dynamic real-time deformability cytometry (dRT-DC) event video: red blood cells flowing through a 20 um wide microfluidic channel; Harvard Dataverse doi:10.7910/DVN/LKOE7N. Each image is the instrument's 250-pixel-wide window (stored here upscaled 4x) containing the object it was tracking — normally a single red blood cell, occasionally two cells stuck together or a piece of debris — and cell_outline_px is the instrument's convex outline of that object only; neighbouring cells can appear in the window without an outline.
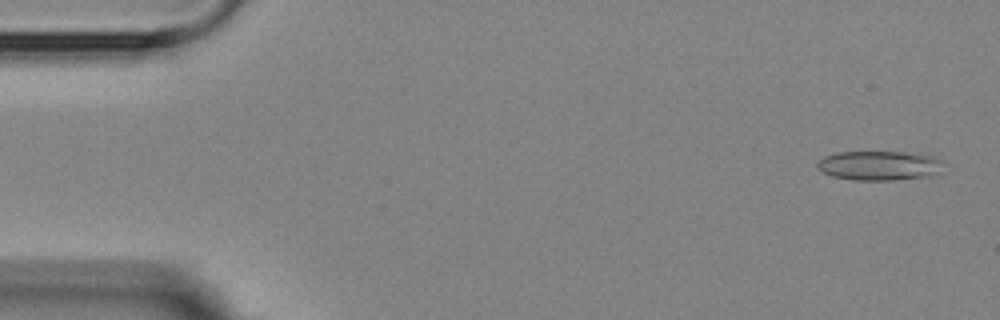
{"species": "Egyptian fruit bat (a non-hibernating species)", "species_latin": "Rousettus aegyptiacus", "temperature_condition": "room temperature", "stored_images_in_passage": 9, "camera_frame_rate_fps": 3000, "um_per_image_px": 0.085, "animal": {"sex": "female"}, "frame": {"image": 1, "passage_image": 1, "time_ms": 0.0, "image_size_px": [1000, 320], "cell_outline_px": [[940, 160], [936, 172], [928, 176], [896, 180], [852, 180], [832, 176], [824, 172], [816, 164], [824, 156], [836, 152], [904, 152], [932, 156]], "centroid_in_image_um": [74.65, 14.07], "position_along_channel_um": 10.3, "area_um2": 21.15}}
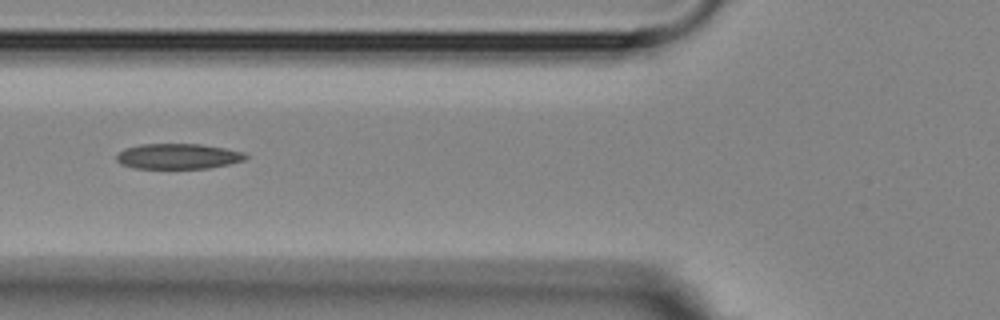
{"frame": {"image": 2, "passage_image": 6, "time_ms": 6.0, "image_size_px": [1000, 320], "cell_outline_px": [[248, 156], [244, 160], [228, 164], [208, 168], [132, 168], [120, 164], [116, 160], [116, 156], [124, 148], [140, 144], [200, 144], [224, 148], [244, 152]], "centroid_in_image_um": [15.1, 13.28], "position_along_channel_um": 110.7, "area_um2": 19.07}}
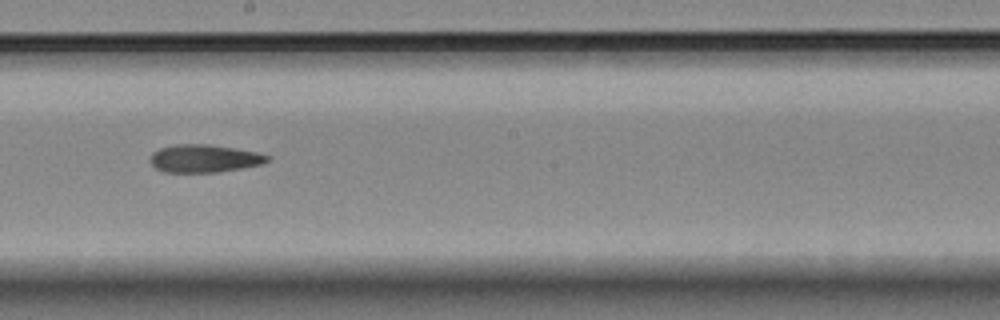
{"frame": {"image": 3, "passage_image": 9, "time_ms": 9.333, "image_size_px": [1000, 320], "cell_outline_px": [[272, 156], [264, 164], [220, 172], [164, 172], [156, 168], [148, 160], [152, 152], [160, 148], [176, 144], [208, 144], [256, 152]], "centroid_in_image_um": [17.35, 13.47], "position_along_channel_um": 230.8, "area_um2": 19.07}}